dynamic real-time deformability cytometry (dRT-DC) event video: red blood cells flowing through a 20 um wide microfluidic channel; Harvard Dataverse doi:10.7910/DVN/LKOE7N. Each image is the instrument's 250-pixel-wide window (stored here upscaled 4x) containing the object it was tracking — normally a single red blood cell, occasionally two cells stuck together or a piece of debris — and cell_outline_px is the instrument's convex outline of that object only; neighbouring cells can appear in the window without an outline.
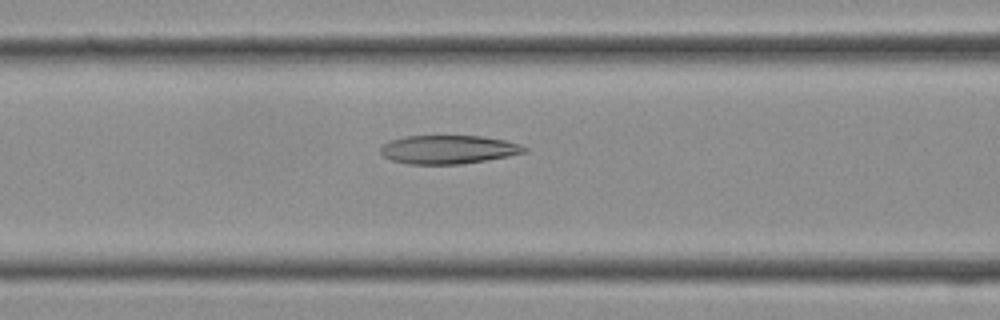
{"species": "Egyptian fruit bat (a non-hibernating species)", "species_latin": "Rousettus aegyptiacus", "temperature_condition": "cold", "stored_images_in_passage": 23, "camera_frame_rate_fps": 3000, "um_per_image_px": 0.085, "frame": {"image": 1, "passage_image": 10, "time_ms": 3.0, "image_size_px": [1000, 320], "cell_outline_px": [[528, 152], [508, 156], [460, 164], [408, 164], [392, 160], [384, 156], [380, 152], [380, 148], [384, 144], [392, 140], [404, 136], [484, 136], [504, 140], [520, 144], [528, 148]], "centroid_in_image_um": [38.13, 12.7], "position_along_channel_um": 128.5, "area_um2": 23.87}}
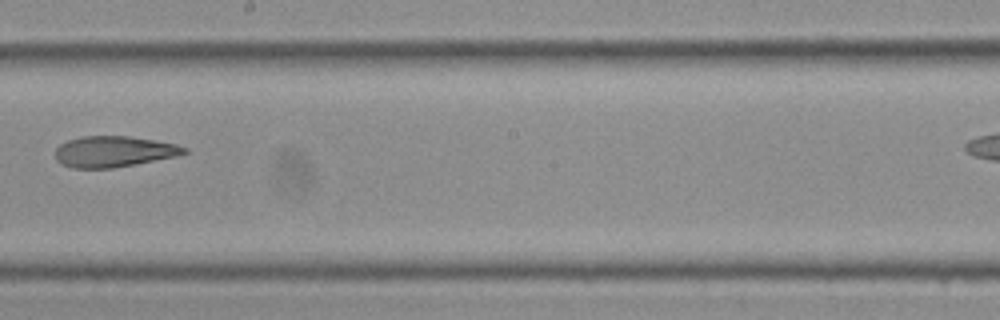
{"frame": {"image": 2, "passage_image": 15, "time_ms": 4.667, "image_size_px": [1000, 320], "cell_outline_px": [[188, 152], [176, 156], [136, 164], [112, 168], [72, 168], [60, 164], [56, 160], [56, 148], [60, 144], [68, 140], [80, 136], [128, 136], [156, 140], [176, 144], [188, 148]], "centroid_in_image_um": [9.66, 12.88], "position_along_channel_um": 238.5, "area_um2": 23.35}}
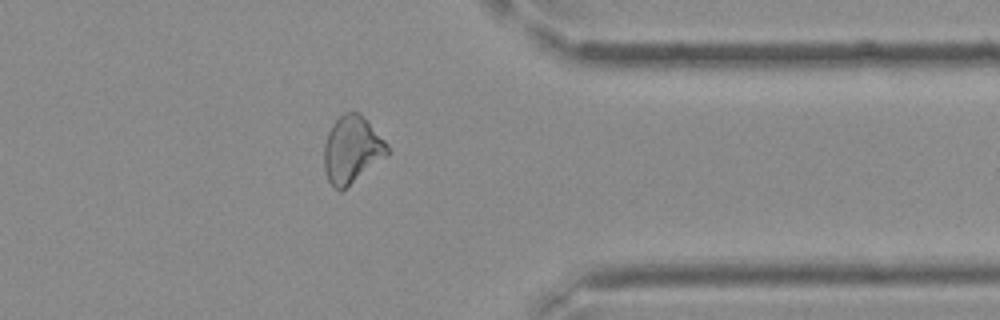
{"frame": {"image": 3, "passage_image": 22, "time_ms": 7.0, "image_size_px": [1000, 320], "cell_outline_px": [[392, 152], [388, 156], [340, 192], [328, 180], [324, 172], [324, 144], [328, 132], [332, 124], [344, 112], [360, 112], [388, 144]], "centroid_in_image_um": [29.93, 12.72], "position_along_channel_um": 381.5, "area_um2": 24.97}}